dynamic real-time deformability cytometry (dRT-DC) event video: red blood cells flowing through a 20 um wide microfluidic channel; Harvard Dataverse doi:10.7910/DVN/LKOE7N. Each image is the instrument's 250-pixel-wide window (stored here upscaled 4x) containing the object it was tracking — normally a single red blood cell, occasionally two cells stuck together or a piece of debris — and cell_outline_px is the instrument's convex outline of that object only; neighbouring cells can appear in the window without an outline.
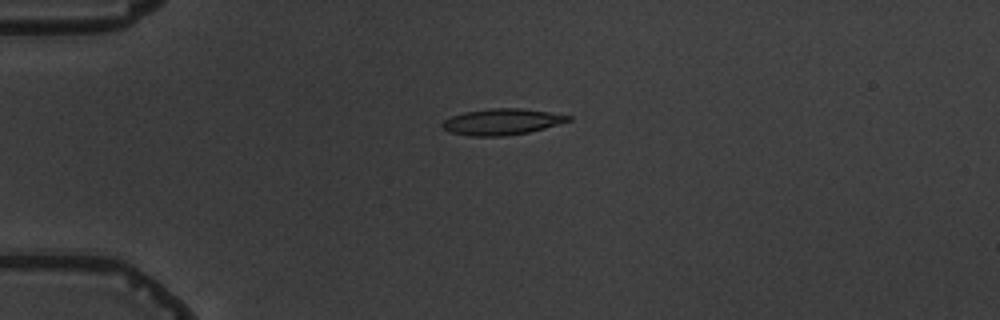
{"species": "common noctule bat (a hibernating species)", "species_latin": "Nyctalus noctula", "temperature_condition": "warm", "stored_images_in_passage": 3, "camera_frame_rate_fps": 3000, "um_per_image_px": 0.085, "animal": {"sex": "male", "body_mass_g": 19.5, "forearm_length_mm": 54.6}, "frame": {"image": 1, "passage_image": 2, "time_ms": 1.333, "image_size_px": [1000, 320], "cell_outline_px": [[572, 120], [544, 128], [528, 132], [504, 136], [472, 136], [448, 132], [440, 124], [444, 120], [452, 116], [464, 112], [488, 108], [524, 108], [572, 116]], "centroid_in_image_um": [42.64, 10.34], "position_along_channel_um": 42.4, "area_um2": 19.19}}